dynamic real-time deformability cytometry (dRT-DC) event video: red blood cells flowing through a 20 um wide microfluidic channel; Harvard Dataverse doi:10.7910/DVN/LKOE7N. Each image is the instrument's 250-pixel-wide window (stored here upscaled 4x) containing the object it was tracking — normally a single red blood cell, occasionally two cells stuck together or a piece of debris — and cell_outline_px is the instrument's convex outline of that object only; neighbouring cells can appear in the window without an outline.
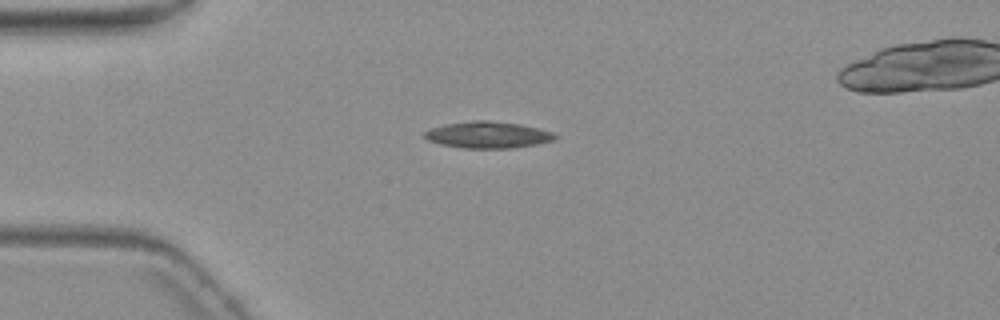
{"species": "common noctule bat (a hibernating species)", "species_latin": "Nyctalus noctula", "temperature_condition": "warm", "stored_images_in_passage": 2, "camera_frame_rate_fps": 3000, "um_per_image_px": 0.085, "animal": {"sex": "female", "body_mass_g": 19.3, "forearm_length_mm": 54.1}, "frame": {"image": 1, "passage_image": 1, "time_ms": 0.0, "image_size_px": [1000, 320], "cell_outline_px": [[560, 136], [552, 140], [536, 144], [508, 148], [464, 148], [440, 144], [428, 140], [424, 136], [424, 132], [432, 128], [448, 124], [472, 120], [488, 120], [520, 124], [552, 132]], "centroid_in_image_um": [41.47, 11.46], "position_along_channel_um": 43.5, "area_um2": 19.94}}